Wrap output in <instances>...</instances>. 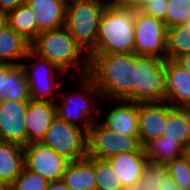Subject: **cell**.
Returning a JSON list of instances; mask_svg holds the SVG:
<instances>
[{
  "mask_svg": "<svg viewBox=\"0 0 190 190\" xmlns=\"http://www.w3.org/2000/svg\"><path fill=\"white\" fill-rule=\"evenodd\" d=\"M88 76L102 100H124L133 90L135 53H88Z\"/></svg>",
  "mask_w": 190,
  "mask_h": 190,
  "instance_id": "1",
  "label": "cell"
},
{
  "mask_svg": "<svg viewBox=\"0 0 190 190\" xmlns=\"http://www.w3.org/2000/svg\"><path fill=\"white\" fill-rule=\"evenodd\" d=\"M30 49L39 57L55 63L71 77L89 73V56L64 26L40 32L31 42Z\"/></svg>",
  "mask_w": 190,
  "mask_h": 190,
  "instance_id": "2",
  "label": "cell"
},
{
  "mask_svg": "<svg viewBox=\"0 0 190 190\" xmlns=\"http://www.w3.org/2000/svg\"><path fill=\"white\" fill-rule=\"evenodd\" d=\"M76 79L79 87L73 93L68 91L59 92L55 101L57 118L69 124L89 131L93 122L98 121V114H102L95 101L102 100L100 91L94 81L88 76L71 77Z\"/></svg>",
  "mask_w": 190,
  "mask_h": 190,
  "instance_id": "3",
  "label": "cell"
},
{
  "mask_svg": "<svg viewBox=\"0 0 190 190\" xmlns=\"http://www.w3.org/2000/svg\"><path fill=\"white\" fill-rule=\"evenodd\" d=\"M136 10L106 7L101 15L96 46L89 53H133Z\"/></svg>",
  "mask_w": 190,
  "mask_h": 190,
  "instance_id": "4",
  "label": "cell"
},
{
  "mask_svg": "<svg viewBox=\"0 0 190 190\" xmlns=\"http://www.w3.org/2000/svg\"><path fill=\"white\" fill-rule=\"evenodd\" d=\"M165 85V60L135 53L133 90L124 100L134 103L164 101Z\"/></svg>",
  "mask_w": 190,
  "mask_h": 190,
  "instance_id": "5",
  "label": "cell"
},
{
  "mask_svg": "<svg viewBox=\"0 0 190 190\" xmlns=\"http://www.w3.org/2000/svg\"><path fill=\"white\" fill-rule=\"evenodd\" d=\"M103 0H72L66 4L65 27L88 54L97 43Z\"/></svg>",
  "mask_w": 190,
  "mask_h": 190,
  "instance_id": "6",
  "label": "cell"
},
{
  "mask_svg": "<svg viewBox=\"0 0 190 190\" xmlns=\"http://www.w3.org/2000/svg\"><path fill=\"white\" fill-rule=\"evenodd\" d=\"M29 58L31 61L33 59L35 61L30 63V61H27ZM24 60L21 62V65L23 66L26 74L30 99L55 102L59 95V92L56 91V87H60V85L56 84L61 83V79H56L58 78L57 73L59 76L62 74L65 75L66 73L55 63L39 57L31 49L28 51Z\"/></svg>",
  "mask_w": 190,
  "mask_h": 190,
  "instance_id": "7",
  "label": "cell"
},
{
  "mask_svg": "<svg viewBox=\"0 0 190 190\" xmlns=\"http://www.w3.org/2000/svg\"><path fill=\"white\" fill-rule=\"evenodd\" d=\"M127 152H144L138 135H121L99 120L92 123L87 132V156L107 159Z\"/></svg>",
  "mask_w": 190,
  "mask_h": 190,
  "instance_id": "8",
  "label": "cell"
},
{
  "mask_svg": "<svg viewBox=\"0 0 190 190\" xmlns=\"http://www.w3.org/2000/svg\"><path fill=\"white\" fill-rule=\"evenodd\" d=\"M40 143L69 161L81 160L87 156V133L58 118L53 121Z\"/></svg>",
  "mask_w": 190,
  "mask_h": 190,
  "instance_id": "9",
  "label": "cell"
},
{
  "mask_svg": "<svg viewBox=\"0 0 190 190\" xmlns=\"http://www.w3.org/2000/svg\"><path fill=\"white\" fill-rule=\"evenodd\" d=\"M134 53L167 59V27L165 22L136 10Z\"/></svg>",
  "mask_w": 190,
  "mask_h": 190,
  "instance_id": "10",
  "label": "cell"
},
{
  "mask_svg": "<svg viewBox=\"0 0 190 190\" xmlns=\"http://www.w3.org/2000/svg\"><path fill=\"white\" fill-rule=\"evenodd\" d=\"M70 161L40 142L24 146L25 168L38 173L46 180H61Z\"/></svg>",
  "mask_w": 190,
  "mask_h": 190,
  "instance_id": "11",
  "label": "cell"
},
{
  "mask_svg": "<svg viewBox=\"0 0 190 190\" xmlns=\"http://www.w3.org/2000/svg\"><path fill=\"white\" fill-rule=\"evenodd\" d=\"M29 101H0V141L27 145L25 115Z\"/></svg>",
  "mask_w": 190,
  "mask_h": 190,
  "instance_id": "12",
  "label": "cell"
},
{
  "mask_svg": "<svg viewBox=\"0 0 190 190\" xmlns=\"http://www.w3.org/2000/svg\"><path fill=\"white\" fill-rule=\"evenodd\" d=\"M173 108L166 101L138 103V137L142 147L163 136L167 114Z\"/></svg>",
  "mask_w": 190,
  "mask_h": 190,
  "instance_id": "13",
  "label": "cell"
},
{
  "mask_svg": "<svg viewBox=\"0 0 190 190\" xmlns=\"http://www.w3.org/2000/svg\"><path fill=\"white\" fill-rule=\"evenodd\" d=\"M165 100L177 108L190 107V73L174 60H165Z\"/></svg>",
  "mask_w": 190,
  "mask_h": 190,
  "instance_id": "14",
  "label": "cell"
},
{
  "mask_svg": "<svg viewBox=\"0 0 190 190\" xmlns=\"http://www.w3.org/2000/svg\"><path fill=\"white\" fill-rule=\"evenodd\" d=\"M56 118L55 102L30 99L25 115L27 144L41 142Z\"/></svg>",
  "mask_w": 190,
  "mask_h": 190,
  "instance_id": "15",
  "label": "cell"
},
{
  "mask_svg": "<svg viewBox=\"0 0 190 190\" xmlns=\"http://www.w3.org/2000/svg\"><path fill=\"white\" fill-rule=\"evenodd\" d=\"M101 102H115L116 107L109 109L100 122L121 135H138V103L125 100H102Z\"/></svg>",
  "mask_w": 190,
  "mask_h": 190,
  "instance_id": "16",
  "label": "cell"
},
{
  "mask_svg": "<svg viewBox=\"0 0 190 190\" xmlns=\"http://www.w3.org/2000/svg\"><path fill=\"white\" fill-rule=\"evenodd\" d=\"M123 187L140 183L148 161L145 152L119 153L107 158Z\"/></svg>",
  "mask_w": 190,
  "mask_h": 190,
  "instance_id": "17",
  "label": "cell"
},
{
  "mask_svg": "<svg viewBox=\"0 0 190 190\" xmlns=\"http://www.w3.org/2000/svg\"><path fill=\"white\" fill-rule=\"evenodd\" d=\"M36 14L37 35L65 26L66 2L63 0H25Z\"/></svg>",
  "mask_w": 190,
  "mask_h": 190,
  "instance_id": "18",
  "label": "cell"
},
{
  "mask_svg": "<svg viewBox=\"0 0 190 190\" xmlns=\"http://www.w3.org/2000/svg\"><path fill=\"white\" fill-rule=\"evenodd\" d=\"M61 180L71 190H96L94 157L70 161Z\"/></svg>",
  "mask_w": 190,
  "mask_h": 190,
  "instance_id": "19",
  "label": "cell"
},
{
  "mask_svg": "<svg viewBox=\"0 0 190 190\" xmlns=\"http://www.w3.org/2000/svg\"><path fill=\"white\" fill-rule=\"evenodd\" d=\"M30 46V42L5 22L0 27V63L21 64L30 50Z\"/></svg>",
  "mask_w": 190,
  "mask_h": 190,
  "instance_id": "20",
  "label": "cell"
},
{
  "mask_svg": "<svg viewBox=\"0 0 190 190\" xmlns=\"http://www.w3.org/2000/svg\"><path fill=\"white\" fill-rule=\"evenodd\" d=\"M24 167V146L0 141V180L10 186Z\"/></svg>",
  "mask_w": 190,
  "mask_h": 190,
  "instance_id": "21",
  "label": "cell"
},
{
  "mask_svg": "<svg viewBox=\"0 0 190 190\" xmlns=\"http://www.w3.org/2000/svg\"><path fill=\"white\" fill-rule=\"evenodd\" d=\"M5 23L30 43L37 37L36 14L26 3L8 11Z\"/></svg>",
  "mask_w": 190,
  "mask_h": 190,
  "instance_id": "22",
  "label": "cell"
},
{
  "mask_svg": "<svg viewBox=\"0 0 190 190\" xmlns=\"http://www.w3.org/2000/svg\"><path fill=\"white\" fill-rule=\"evenodd\" d=\"M148 161L167 164L185 155V148L178 142L160 137L148 142L144 147Z\"/></svg>",
  "mask_w": 190,
  "mask_h": 190,
  "instance_id": "23",
  "label": "cell"
},
{
  "mask_svg": "<svg viewBox=\"0 0 190 190\" xmlns=\"http://www.w3.org/2000/svg\"><path fill=\"white\" fill-rule=\"evenodd\" d=\"M7 86L6 96L7 101H29V86L26 80V74L21 64H7Z\"/></svg>",
  "mask_w": 190,
  "mask_h": 190,
  "instance_id": "24",
  "label": "cell"
},
{
  "mask_svg": "<svg viewBox=\"0 0 190 190\" xmlns=\"http://www.w3.org/2000/svg\"><path fill=\"white\" fill-rule=\"evenodd\" d=\"M165 140L180 143L184 148L188 146L187 108L174 107L166 119L163 136Z\"/></svg>",
  "mask_w": 190,
  "mask_h": 190,
  "instance_id": "25",
  "label": "cell"
},
{
  "mask_svg": "<svg viewBox=\"0 0 190 190\" xmlns=\"http://www.w3.org/2000/svg\"><path fill=\"white\" fill-rule=\"evenodd\" d=\"M187 53H190V24L167 29V59L175 60Z\"/></svg>",
  "mask_w": 190,
  "mask_h": 190,
  "instance_id": "26",
  "label": "cell"
},
{
  "mask_svg": "<svg viewBox=\"0 0 190 190\" xmlns=\"http://www.w3.org/2000/svg\"><path fill=\"white\" fill-rule=\"evenodd\" d=\"M96 190H122L118 177L107 159L94 157Z\"/></svg>",
  "mask_w": 190,
  "mask_h": 190,
  "instance_id": "27",
  "label": "cell"
},
{
  "mask_svg": "<svg viewBox=\"0 0 190 190\" xmlns=\"http://www.w3.org/2000/svg\"><path fill=\"white\" fill-rule=\"evenodd\" d=\"M167 172L180 190H190V162L183 155L167 164Z\"/></svg>",
  "mask_w": 190,
  "mask_h": 190,
  "instance_id": "28",
  "label": "cell"
},
{
  "mask_svg": "<svg viewBox=\"0 0 190 190\" xmlns=\"http://www.w3.org/2000/svg\"><path fill=\"white\" fill-rule=\"evenodd\" d=\"M48 184V180L24 167L20 175L9 186L8 190H46Z\"/></svg>",
  "mask_w": 190,
  "mask_h": 190,
  "instance_id": "29",
  "label": "cell"
},
{
  "mask_svg": "<svg viewBox=\"0 0 190 190\" xmlns=\"http://www.w3.org/2000/svg\"><path fill=\"white\" fill-rule=\"evenodd\" d=\"M190 16V0H168L166 18L163 20L167 29L185 24Z\"/></svg>",
  "mask_w": 190,
  "mask_h": 190,
  "instance_id": "30",
  "label": "cell"
},
{
  "mask_svg": "<svg viewBox=\"0 0 190 190\" xmlns=\"http://www.w3.org/2000/svg\"><path fill=\"white\" fill-rule=\"evenodd\" d=\"M167 173V165L147 161L140 183L146 189L159 187Z\"/></svg>",
  "mask_w": 190,
  "mask_h": 190,
  "instance_id": "31",
  "label": "cell"
},
{
  "mask_svg": "<svg viewBox=\"0 0 190 190\" xmlns=\"http://www.w3.org/2000/svg\"><path fill=\"white\" fill-rule=\"evenodd\" d=\"M168 8V0H135V10H140L146 15L164 20Z\"/></svg>",
  "mask_w": 190,
  "mask_h": 190,
  "instance_id": "32",
  "label": "cell"
},
{
  "mask_svg": "<svg viewBox=\"0 0 190 190\" xmlns=\"http://www.w3.org/2000/svg\"><path fill=\"white\" fill-rule=\"evenodd\" d=\"M7 64L0 63V101L5 99L7 86Z\"/></svg>",
  "mask_w": 190,
  "mask_h": 190,
  "instance_id": "33",
  "label": "cell"
},
{
  "mask_svg": "<svg viewBox=\"0 0 190 190\" xmlns=\"http://www.w3.org/2000/svg\"><path fill=\"white\" fill-rule=\"evenodd\" d=\"M25 3V0H0V12L6 14Z\"/></svg>",
  "mask_w": 190,
  "mask_h": 190,
  "instance_id": "34",
  "label": "cell"
},
{
  "mask_svg": "<svg viewBox=\"0 0 190 190\" xmlns=\"http://www.w3.org/2000/svg\"><path fill=\"white\" fill-rule=\"evenodd\" d=\"M106 7L134 8L135 0H103Z\"/></svg>",
  "mask_w": 190,
  "mask_h": 190,
  "instance_id": "35",
  "label": "cell"
},
{
  "mask_svg": "<svg viewBox=\"0 0 190 190\" xmlns=\"http://www.w3.org/2000/svg\"><path fill=\"white\" fill-rule=\"evenodd\" d=\"M161 190H180L174 183L171 176L168 172L164 175V180L161 182L160 186Z\"/></svg>",
  "mask_w": 190,
  "mask_h": 190,
  "instance_id": "36",
  "label": "cell"
},
{
  "mask_svg": "<svg viewBox=\"0 0 190 190\" xmlns=\"http://www.w3.org/2000/svg\"><path fill=\"white\" fill-rule=\"evenodd\" d=\"M181 68L190 73V53L181 55L174 60Z\"/></svg>",
  "mask_w": 190,
  "mask_h": 190,
  "instance_id": "37",
  "label": "cell"
},
{
  "mask_svg": "<svg viewBox=\"0 0 190 190\" xmlns=\"http://www.w3.org/2000/svg\"><path fill=\"white\" fill-rule=\"evenodd\" d=\"M46 190H71L62 180L50 181Z\"/></svg>",
  "mask_w": 190,
  "mask_h": 190,
  "instance_id": "38",
  "label": "cell"
},
{
  "mask_svg": "<svg viewBox=\"0 0 190 190\" xmlns=\"http://www.w3.org/2000/svg\"><path fill=\"white\" fill-rule=\"evenodd\" d=\"M122 190H146V188L141 183H138L135 185L125 186Z\"/></svg>",
  "mask_w": 190,
  "mask_h": 190,
  "instance_id": "39",
  "label": "cell"
},
{
  "mask_svg": "<svg viewBox=\"0 0 190 190\" xmlns=\"http://www.w3.org/2000/svg\"><path fill=\"white\" fill-rule=\"evenodd\" d=\"M188 146L190 145V107L187 108Z\"/></svg>",
  "mask_w": 190,
  "mask_h": 190,
  "instance_id": "40",
  "label": "cell"
},
{
  "mask_svg": "<svg viewBox=\"0 0 190 190\" xmlns=\"http://www.w3.org/2000/svg\"><path fill=\"white\" fill-rule=\"evenodd\" d=\"M185 156L188 158L190 162V145L185 148Z\"/></svg>",
  "mask_w": 190,
  "mask_h": 190,
  "instance_id": "41",
  "label": "cell"
},
{
  "mask_svg": "<svg viewBox=\"0 0 190 190\" xmlns=\"http://www.w3.org/2000/svg\"><path fill=\"white\" fill-rule=\"evenodd\" d=\"M9 186H7L3 181L0 180V190H8Z\"/></svg>",
  "mask_w": 190,
  "mask_h": 190,
  "instance_id": "42",
  "label": "cell"
},
{
  "mask_svg": "<svg viewBox=\"0 0 190 190\" xmlns=\"http://www.w3.org/2000/svg\"><path fill=\"white\" fill-rule=\"evenodd\" d=\"M5 22V14L0 12V27L4 24Z\"/></svg>",
  "mask_w": 190,
  "mask_h": 190,
  "instance_id": "43",
  "label": "cell"
},
{
  "mask_svg": "<svg viewBox=\"0 0 190 190\" xmlns=\"http://www.w3.org/2000/svg\"><path fill=\"white\" fill-rule=\"evenodd\" d=\"M146 190H161L160 187L152 188V189H146Z\"/></svg>",
  "mask_w": 190,
  "mask_h": 190,
  "instance_id": "44",
  "label": "cell"
},
{
  "mask_svg": "<svg viewBox=\"0 0 190 190\" xmlns=\"http://www.w3.org/2000/svg\"><path fill=\"white\" fill-rule=\"evenodd\" d=\"M185 24H190V16H189L188 19L186 20Z\"/></svg>",
  "mask_w": 190,
  "mask_h": 190,
  "instance_id": "45",
  "label": "cell"
},
{
  "mask_svg": "<svg viewBox=\"0 0 190 190\" xmlns=\"http://www.w3.org/2000/svg\"><path fill=\"white\" fill-rule=\"evenodd\" d=\"M63 1H65L66 3H68V2H70V1H72V0H63Z\"/></svg>",
  "mask_w": 190,
  "mask_h": 190,
  "instance_id": "46",
  "label": "cell"
}]
</instances>
